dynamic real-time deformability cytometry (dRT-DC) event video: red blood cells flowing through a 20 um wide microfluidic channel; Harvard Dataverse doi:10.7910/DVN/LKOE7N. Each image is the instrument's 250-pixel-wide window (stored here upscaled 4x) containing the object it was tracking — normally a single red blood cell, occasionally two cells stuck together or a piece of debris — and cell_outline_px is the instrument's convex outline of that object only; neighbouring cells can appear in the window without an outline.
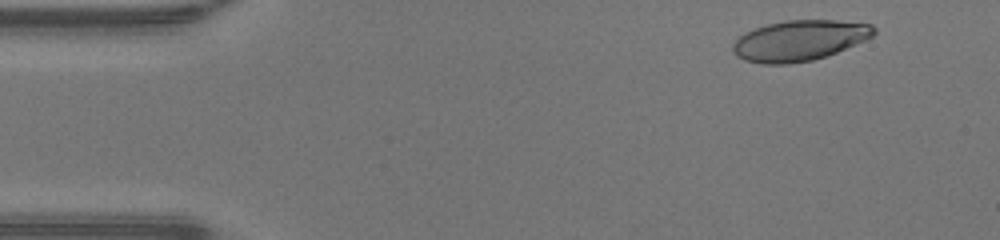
{"species": "human", "species_latin": "Homo sapiens", "temperature_condition": "warm", "stored_images_in_passage": 46, "camera_frame_rate_fps": 3000, "um_per_image_px": 0.085, "donor": {"sex": "male"}, "frame": {"image": 1, "passage_image": 3, "time_ms": 0.667, "image_size_px": [1000, 240], "cell_outline_px": [[876, 32], [872, 36], [864, 40], [836, 52], [812, 60], [788, 64], [760, 64], [744, 60], [736, 56], [732, 52], [732, 44], [744, 32], [768, 24], [784, 20], [836, 20], [872, 24], [876, 28]], "centroid_in_image_um": [67.92, 3.44], "position_along_channel_um": 17.1, "area_um2": 33.29}}
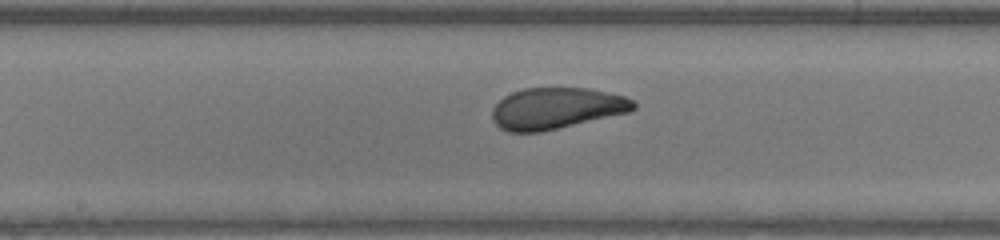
{"frame": {"image": 2, "passage_image": 23, "time_ms": 7.333, "image_size_px": [1000, 240], "cell_outline_px": [[636, 108], [628, 112], [540, 132], [508, 132], [500, 128], [492, 120], [492, 108], [504, 96], [512, 92], [524, 88], [588, 88], [608, 92], [624, 96], [632, 100], [636, 104]], "centroid_in_image_um": [47.26, 9.2], "position_along_channel_um": 200.9, "area_um2": 33.87}}
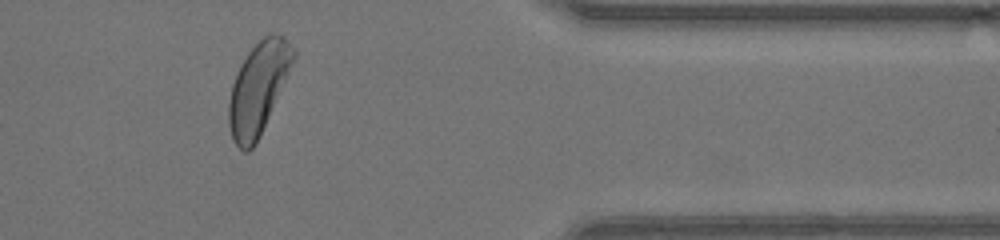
{"frame": {"image": 3, "passage_image": 38, "time_ms": 12.333, "image_size_px": [1000, 240], "cell_outline_px": [[296, 56], [260, 136], [256, 144], [248, 152], [244, 152], [232, 140], [228, 124], [228, 104], [232, 84], [236, 72], [240, 64], [248, 52], [264, 36], [272, 32], [280, 36], [296, 52]], "centroid_in_image_um": [21.91, 7.54], "position_along_channel_um": 389.5, "area_um2": 34.04}, "authors_computed_cell_mechanics": {"area_um2": 34.4199, "velocity_mm_per_s": 4.2692, "shape_relaxation_time_tau1_ms": 4.3869, "shape_relaxation_time_tau2_ms": 0.8143, "deformation_change_tau1": 0.1865, "deformation_change_tau2": 0.0596}}